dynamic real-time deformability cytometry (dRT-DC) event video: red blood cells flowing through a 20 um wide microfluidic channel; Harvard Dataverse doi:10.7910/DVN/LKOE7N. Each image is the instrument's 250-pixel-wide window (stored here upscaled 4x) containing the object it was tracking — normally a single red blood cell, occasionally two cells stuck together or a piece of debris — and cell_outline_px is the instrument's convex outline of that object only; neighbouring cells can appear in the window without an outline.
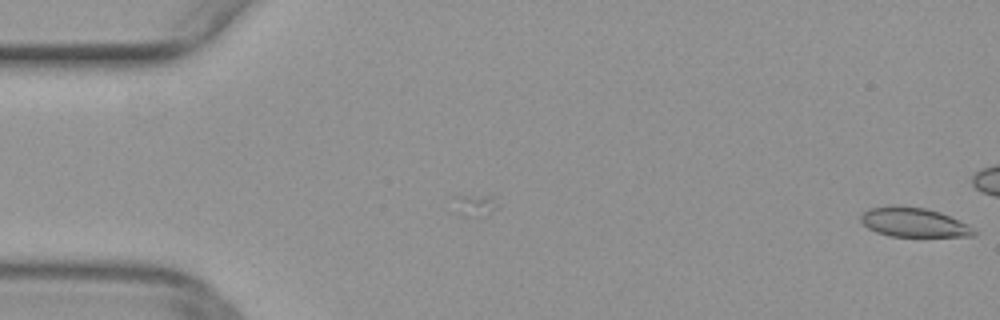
{"species": "common noctule bat (a hibernating species)", "species_latin": "Nyctalus noctula", "temperature_condition": "warm", "stored_images_in_passage": 2, "camera_frame_rate_fps": 3000, "um_per_image_px": 0.085, "animal": {"sex": "female", "body_mass_g": 29.2, "forearm_length_mm": 56.3}, "frame": {"image": 1, "passage_image": 2, "time_ms": 0.333, "image_size_px": [1000, 320], "cell_outline_px": [[980, 232], [976, 236], [888, 236], [876, 232], [868, 228], [860, 220], [860, 216], [868, 208], [896, 204], [924, 208], [940, 212]], "centroid_in_image_um": [77.62, 18.89], "position_along_channel_um": 7.4, "area_um2": 19.31}}